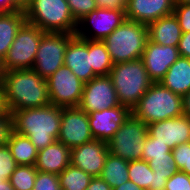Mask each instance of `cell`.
Here are the masks:
<instances>
[{"mask_svg":"<svg viewBox=\"0 0 190 190\" xmlns=\"http://www.w3.org/2000/svg\"><path fill=\"white\" fill-rule=\"evenodd\" d=\"M171 152L172 149L167 144L158 142L155 138L147 136L144 141L141 160L148 162L152 157L166 156V153Z\"/></svg>","mask_w":190,"mask_h":190,"instance_id":"obj_31","label":"cell"},{"mask_svg":"<svg viewBox=\"0 0 190 190\" xmlns=\"http://www.w3.org/2000/svg\"><path fill=\"white\" fill-rule=\"evenodd\" d=\"M148 136L167 144L173 150L177 145L190 142V117L182 115L150 123Z\"/></svg>","mask_w":190,"mask_h":190,"instance_id":"obj_17","label":"cell"},{"mask_svg":"<svg viewBox=\"0 0 190 190\" xmlns=\"http://www.w3.org/2000/svg\"><path fill=\"white\" fill-rule=\"evenodd\" d=\"M17 166L8 146L0 147V181L9 180Z\"/></svg>","mask_w":190,"mask_h":190,"instance_id":"obj_33","label":"cell"},{"mask_svg":"<svg viewBox=\"0 0 190 190\" xmlns=\"http://www.w3.org/2000/svg\"><path fill=\"white\" fill-rule=\"evenodd\" d=\"M25 22L23 10L0 13V62L4 60L15 36Z\"/></svg>","mask_w":190,"mask_h":190,"instance_id":"obj_23","label":"cell"},{"mask_svg":"<svg viewBox=\"0 0 190 190\" xmlns=\"http://www.w3.org/2000/svg\"><path fill=\"white\" fill-rule=\"evenodd\" d=\"M173 14L178 20L182 33L190 32V4H175Z\"/></svg>","mask_w":190,"mask_h":190,"instance_id":"obj_37","label":"cell"},{"mask_svg":"<svg viewBox=\"0 0 190 190\" xmlns=\"http://www.w3.org/2000/svg\"><path fill=\"white\" fill-rule=\"evenodd\" d=\"M33 190H61L58 175L38 171Z\"/></svg>","mask_w":190,"mask_h":190,"instance_id":"obj_35","label":"cell"},{"mask_svg":"<svg viewBox=\"0 0 190 190\" xmlns=\"http://www.w3.org/2000/svg\"><path fill=\"white\" fill-rule=\"evenodd\" d=\"M179 55L190 59V32L182 33L178 43Z\"/></svg>","mask_w":190,"mask_h":190,"instance_id":"obj_39","label":"cell"},{"mask_svg":"<svg viewBox=\"0 0 190 190\" xmlns=\"http://www.w3.org/2000/svg\"><path fill=\"white\" fill-rule=\"evenodd\" d=\"M183 112L190 117V91L183 96Z\"/></svg>","mask_w":190,"mask_h":190,"instance_id":"obj_45","label":"cell"},{"mask_svg":"<svg viewBox=\"0 0 190 190\" xmlns=\"http://www.w3.org/2000/svg\"><path fill=\"white\" fill-rule=\"evenodd\" d=\"M164 190H190V175L178 171L167 180Z\"/></svg>","mask_w":190,"mask_h":190,"instance_id":"obj_36","label":"cell"},{"mask_svg":"<svg viewBox=\"0 0 190 190\" xmlns=\"http://www.w3.org/2000/svg\"><path fill=\"white\" fill-rule=\"evenodd\" d=\"M148 125L132 114L108 141V151L126 161L141 160Z\"/></svg>","mask_w":190,"mask_h":190,"instance_id":"obj_7","label":"cell"},{"mask_svg":"<svg viewBox=\"0 0 190 190\" xmlns=\"http://www.w3.org/2000/svg\"><path fill=\"white\" fill-rule=\"evenodd\" d=\"M149 166L153 172L165 179H170L174 173L178 172L174 157L171 153H166V156L152 157L148 161Z\"/></svg>","mask_w":190,"mask_h":190,"instance_id":"obj_30","label":"cell"},{"mask_svg":"<svg viewBox=\"0 0 190 190\" xmlns=\"http://www.w3.org/2000/svg\"><path fill=\"white\" fill-rule=\"evenodd\" d=\"M148 39V25L126 19L102 42L116 64L140 59Z\"/></svg>","mask_w":190,"mask_h":190,"instance_id":"obj_5","label":"cell"},{"mask_svg":"<svg viewBox=\"0 0 190 190\" xmlns=\"http://www.w3.org/2000/svg\"><path fill=\"white\" fill-rule=\"evenodd\" d=\"M86 190H113L100 176L93 177Z\"/></svg>","mask_w":190,"mask_h":190,"instance_id":"obj_41","label":"cell"},{"mask_svg":"<svg viewBox=\"0 0 190 190\" xmlns=\"http://www.w3.org/2000/svg\"><path fill=\"white\" fill-rule=\"evenodd\" d=\"M43 34V30L26 21L1 62L3 71L32 69Z\"/></svg>","mask_w":190,"mask_h":190,"instance_id":"obj_8","label":"cell"},{"mask_svg":"<svg viewBox=\"0 0 190 190\" xmlns=\"http://www.w3.org/2000/svg\"><path fill=\"white\" fill-rule=\"evenodd\" d=\"M20 10H25L31 0H11Z\"/></svg>","mask_w":190,"mask_h":190,"instance_id":"obj_46","label":"cell"},{"mask_svg":"<svg viewBox=\"0 0 190 190\" xmlns=\"http://www.w3.org/2000/svg\"><path fill=\"white\" fill-rule=\"evenodd\" d=\"M2 79H3V69H2L1 62H0V87L2 86Z\"/></svg>","mask_w":190,"mask_h":190,"instance_id":"obj_50","label":"cell"},{"mask_svg":"<svg viewBox=\"0 0 190 190\" xmlns=\"http://www.w3.org/2000/svg\"><path fill=\"white\" fill-rule=\"evenodd\" d=\"M174 0H128L125 3L126 19L149 25L173 14Z\"/></svg>","mask_w":190,"mask_h":190,"instance_id":"obj_19","label":"cell"},{"mask_svg":"<svg viewBox=\"0 0 190 190\" xmlns=\"http://www.w3.org/2000/svg\"><path fill=\"white\" fill-rule=\"evenodd\" d=\"M120 105L130 110L153 83L142 59L113 64L109 73Z\"/></svg>","mask_w":190,"mask_h":190,"instance_id":"obj_4","label":"cell"},{"mask_svg":"<svg viewBox=\"0 0 190 190\" xmlns=\"http://www.w3.org/2000/svg\"><path fill=\"white\" fill-rule=\"evenodd\" d=\"M6 107L4 104V98L2 94V88L0 87V116H2L6 112Z\"/></svg>","mask_w":190,"mask_h":190,"instance_id":"obj_48","label":"cell"},{"mask_svg":"<svg viewBox=\"0 0 190 190\" xmlns=\"http://www.w3.org/2000/svg\"><path fill=\"white\" fill-rule=\"evenodd\" d=\"M131 114L146 125L184 115L183 96L173 93L160 82L152 83L132 108Z\"/></svg>","mask_w":190,"mask_h":190,"instance_id":"obj_3","label":"cell"},{"mask_svg":"<svg viewBox=\"0 0 190 190\" xmlns=\"http://www.w3.org/2000/svg\"><path fill=\"white\" fill-rule=\"evenodd\" d=\"M130 114L131 110L123 105L89 113V126L94 139L108 143Z\"/></svg>","mask_w":190,"mask_h":190,"instance_id":"obj_16","label":"cell"},{"mask_svg":"<svg viewBox=\"0 0 190 190\" xmlns=\"http://www.w3.org/2000/svg\"><path fill=\"white\" fill-rule=\"evenodd\" d=\"M160 83L173 93L184 96L190 91V59L179 57L168 69Z\"/></svg>","mask_w":190,"mask_h":190,"instance_id":"obj_22","label":"cell"},{"mask_svg":"<svg viewBox=\"0 0 190 190\" xmlns=\"http://www.w3.org/2000/svg\"><path fill=\"white\" fill-rule=\"evenodd\" d=\"M13 131V119L9 111L0 116V147L5 146Z\"/></svg>","mask_w":190,"mask_h":190,"instance_id":"obj_38","label":"cell"},{"mask_svg":"<svg viewBox=\"0 0 190 190\" xmlns=\"http://www.w3.org/2000/svg\"><path fill=\"white\" fill-rule=\"evenodd\" d=\"M0 190H14L9 180L0 181Z\"/></svg>","mask_w":190,"mask_h":190,"instance_id":"obj_47","label":"cell"},{"mask_svg":"<svg viewBox=\"0 0 190 190\" xmlns=\"http://www.w3.org/2000/svg\"><path fill=\"white\" fill-rule=\"evenodd\" d=\"M91 67L96 76L109 75L113 63L102 41H91Z\"/></svg>","mask_w":190,"mask_h":190,"instance_id":"obj_27","label":"cell"},{"mask_svg":"<svg viewBox=\"0 0 190 190\" xmlns=\"http://www.w3.org/2000/svg\"><path fill=\"white\" fill-rule=\"evenodd\" d=\"M64 65L84 83L97 77L91 67V40L75 35L66 48Z\"/></svg>","mask_w":190,"mask_h":190,"instance_id":"obj_18","label":"cell"},{"mask_svg":"<svg viewBox=\"0 0 190 190\" xmlns=\"http://www.w3.org/2000/svg\"><path fill=\"white\" fill-rule=\"evenodd\" d=\"M166 182H167V179L153 172L152 184L148 190H164L166 186Z\"/></svg>","mask_w":190,"mask_h":190,"instance_id":"obj_42","label":"cell"},{"mask_svg":"<svg viewBox=\"0 0 190 190\" xmlns=\"http://www.w3.org/2000/svg\"><path fill=\"white\" fill-rule=\"evenodd\" d=\"M76 22L98 7L95 0H66Z\"/></svg>","mask_w":190,"mask_h":190,"instance_id":"obj_34","label":"cell"},{"mask_svg":"<svg viewBox=\"0 0 190 190\" xmlns=\"http://www.w3.org/2000/svg\"><path fill=\"white\" fill-rule=\"evenodd\" d=\"M113 190H144V189L140 188L134 182L129 180L125 182L124 184H122L121 186L114 188Z\"/></svg>","mask_w":190,"mask_h":190,"instance_id":"obj_44","label":"cell"},{"mask_svg":"<svg viewBox=\"0 0 190 190\" xmlns=\"http://www.w3.org/2000/svg\"><path fill=\"white\" fill-rule=\"evenodd\" d=\"M182 30L174 14L162 17L148 25V38L155 44L178 47Z\"/></svg>","mask_w":190,"mask_h":190,"instance_id":"obj_21","label":"cell"},{"mask_svg":"<svg viewBox=\"0 0 190 190\" xmlns=\"http://www.w3.org/2000/svg\"><path fill=\"white\" fill-rule=\"evenodd\" d=\"M6 145L17 165L35 166L38 150L28 137L12 131Z\"/></svg>","mask_w":190,"mask_h":190,"instance_id":"obj_24","label":"cell"},{"mask_svg":"<svg viewBox=\"0 0 190 190\" xmlns=\"http://www.w3.org/2000/svg\"><path fill=\"white\" fill-rule=\"evenodd\" d=\"M119 105L116 90L109 75L97 76L84 83L82 98L78 107L87 114Z\"/></svg>","mask_w":190,"mask_h":190,"instance_id":"obj_13","label":"cell"},{"mask_svg":"<svg viewBox=\"0 0 190 190\" xmlns=\"http://www.w3.org/2000/svg\"><path fill=\"white\" fill-rule=\"evenodd\" d=\"M129 180L140 188L148 190L152 184L153 170L145 160L129 161Z\"/></svg>","mask_w":190,"mask_h":190,"instance_id":"obj_28","label":"cell"},{"mask_svg":"<svg viewBox=\"0 0 190 190\" xmlns=\"http://www.w3.org/2000/svg\"><path fill=\"white\" fill-rule=\"evenodd\" d=\"M37 169L32 165H18L9 181L14 190H33Z\"/></svg>","mask_w":190,"mask_h":190,"instance_id":"obj_29","label":"cell"},{"mask_svg":"<svg viewBox=\"0 0 190 190\" xmlns=\"http://www.w3.org/2000/svg\"><path fill=\"white\" fill-rule=\"evenodd\" d=\"M58 177L61 190H86L93 178L72 164H69Z\"/></svg>","mask_w":190,"mask_h":190,"instance_id":"obj_26","label":"cell"},{"mask_svg":"<svg viewBox=\"0 0 190 190\" xmlns=\"http://www.w3.org/2000/svg\"><path fill=\"white\" fill-rule=\"evenodd\" d=\"M175 4H190V0H175Z\"/></svg>","mask_w":190,"mask_h":190,"instance_id":"obj_49","label":"cell"},{"mask_svg":"<svg viewBox=\"0 0 190 190\" xmlns=\"http://www.w3.org/2000/svg\"><path fill=\"white\" fill-rule=\"evenodd\" d=\"M129 161L108 153L100 177L112 188L129 181Z\"/></svg>","mask_w":190,"mask_h":190,"instance_id":"obj_25","label":"cell"},{"mask_svg":"<svg viewBox=\"0 0 190 190\" xmlns=\"http://www.w3.org/2000/svg\"><path fill=\"white\" fill-rule=\"evenodd\" d=\"M75 36L70 33L44 32L32 69L47 79L64 65V55L69 41Z\"/></svg>","mask_w":190,"mask_h":190,"instance_id":"obj_9","label":"cell"},{"mask_svg":"<svg viewBox=\"0 0 190 190\" xmlns=\"http://www.w3.org/2000/svg\"><path fill=\"white\" fill-rule=\"evenodd\" d=\"M49 100L59 107H78L82 98L84 82H82L65 65L47 79Z\"/></svg>","mask_w":190,"mask_h":190,"instance_id":"obj_11","label":"cell"},{"mask_svg":"<svg viewBox=\"0 0 190 190\" xmlns=\"http://www.w3.org/2000/svg\"><path fill=\"white\" fill-rule=\"evenodd\" d=\"M125 20V8H97L77 22L75 35L91 41H103Z\"/></svg>","mask_w":190,"mask_h":190,"instance_id":"obj_10","label":"cell"},{"mask_svg":"<svg viewBox=\"0 0 190 190\" xmlns=\"http://www.w3.org/2000/svg\"><path fill=\"white\" fill-rule=\"evenodd\" d=\"M172 155L178 170L190 175V142L177 145L172 150Z\"/></svg>","mask_w":190,"mask_h":190,"instance_id":"obj_32","label":"cell"},{"mask_svg":"<svg viewBox=\"0 0 190 190\" xmlns=\"http://www.w3.org/2000/svg\"><path fill=\"white\" fill-rule=\"evenodd\" d=\"M71 149L55 141L38 151L35 168L37 171L59 175L70 164Z\"/></svg>","mask_w":190,"mask_h":190,"instance_id":"obj_20","label":"cell"},{"mask_svg":"<svg viewBox=\"0 0 190 190\" xmlns=\"http://www.w3.org/2000/svg\"><path fill=\"white\" fill-rule=\"evenodd\" d=\"M179 57L178 47L162 46L148 39L141 59L150 80L153 83H158Z\"/></svg>","mask_w":190,"mask_h":190,"instance_id":"obj_14","label":"cell"},{"mask_svg":"<svg viewBox=\"0 0 190 190\" xmlns=\"http://www.w3.org/2000/svg\"><path fill=\"white\" fill-rule=\"evenodd\" d=\"M1 88L6 110L10 113L51 104L46 79L33 69L3 71Z\"/></svg>","mask_w":190,"mask_h":190,"instance_id":"obj_1","label":"cell"},{"mask_svg":"<svg viewBox=\"0 0 190 190\" xmlns=\"http://www.w3.org/2000/svg\"><path fill=\"white\" fill-rule=\"evenodd\" d=\"M24 12L26 21L44 32L76 33L77 22L66 0H31Z\"/></svg>","mask_w":190,"mask_h":190,"instance_id":"obj_6","label":"cell"},{"mask_svg":"<svg viewBox=\"0 0 190 190\" xmlns=\"http://www.w3.org/2000/svg\"><path fill=\"white\" fill-rule=\"evenodd\" d=\"M98 8H125V3L128 0H95Z\"/></svg>","mask_w":190,"mask_h":190,"instance_id":"obj_40","label":"cell"},{"mask_svg":"<svg viewBox=\"0 0 190 190\" xmlns=\"http://www.w3.org/2000/svg\"><path fill=\"white\" fill-rule=\"evenodd\" d=\"M11 115L13 131L28 137L38 151L58 140L62 107L48 104L16 110Z\"/></svg>","mask_w":190,"mask_h":190,"instance_id":"obj_2","label":"cell"},{"mask_svg":"<svg viewBox=\"0 0 190 190\" xmlns=\"http://www.w3.org/2000/svg\"><path fill=\"white\" fill-rule=\"evenodd\" d=\"M92 140L88 114L79 107H62L58 141L73 149Z\"/></svg>","mask_w":190,"mask_h":190,"instance_id":"obj_12","label":"cell"},{"mask_svg":"<svg viewBox=\"0 0 190 190\" xmlns=\"http://www.w3.org/2000/svg\"><path fill=\"white\" fill-rule=\"evenodd\" d=\"M20 10L11 0H0V13Z\"/></svg>","mask_w":190,"mask_h":190,"instance_id":"obj_43","label":"cell"},{"mask_svg":"<svg viewBox=\"0 0 190 190\" xmlns=\"http://www.w3.org/2000/svg\"><path fill=\"white\" fill-rule=\"evenodd\" d=\"M108 153L107 143L94 139L71 149L70 164L92 177H98L102 173Z\"/></svg>","mask_w":190,"mask_h":190,"instance_id":"obj_15","label":"cell"}]
</instances>
